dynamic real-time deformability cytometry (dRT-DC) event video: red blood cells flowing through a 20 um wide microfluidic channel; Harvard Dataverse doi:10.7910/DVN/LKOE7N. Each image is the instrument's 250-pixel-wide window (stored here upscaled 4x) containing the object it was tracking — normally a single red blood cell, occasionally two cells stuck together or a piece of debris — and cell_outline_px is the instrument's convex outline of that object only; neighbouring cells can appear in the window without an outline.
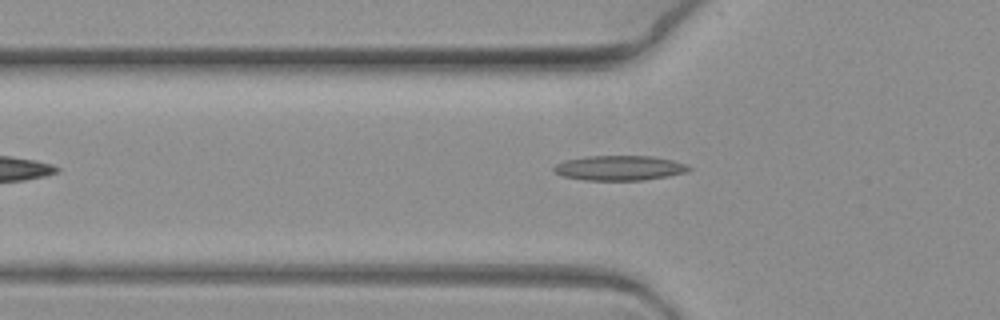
{"species": "common noctule bat (a hibernating species)", "species_latin": "Nyctalus noctula", "temperature_condition": "warm", "stored_images_in_passage": 9, "camera_frame_rate_fps": 3000, "um_per_image_px": 0.085, "animal": {"sex": "female", "body_mass_g": 19.3, "forearm_length_mm": 54.1}, "frame": {"image": 1, "passage_image": 6, "time_ms": 1.667, "image_size_px": [1000, 320], "cell_outline_px": [[692, 168], [688, 172], [668, 176], [644, 180], [584, 180], [560, 176], [552, 172], [552, 168], [556, 164], [564, 160], [588, 156], [652, 156], [672, 160], [684, 164]], "centroid_in_image_um": [52.6, 14.28], "position_along_channel_um": 73.2, "area_um2": 19.71}}
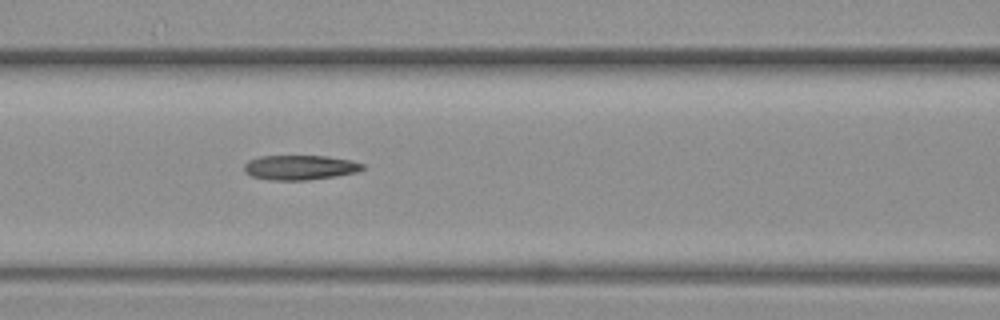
{"frame": {"image": 2, "passage_image": 8, "time_ms": 2.333, "image_size_px": [1000, 320], "cell_outline_px": [[364, 168], [356, 172], [336, 176], [308, 180], [268, 180], [252, 176], [244, 172], [244, 164], [248, 160], [260, 156], [328, 156], [352, 160], [364, 164]], "centroid_in_image_um": [25.48, 14.23], "position_along_channel_um": 141.1, "area_um2": 17.17}}